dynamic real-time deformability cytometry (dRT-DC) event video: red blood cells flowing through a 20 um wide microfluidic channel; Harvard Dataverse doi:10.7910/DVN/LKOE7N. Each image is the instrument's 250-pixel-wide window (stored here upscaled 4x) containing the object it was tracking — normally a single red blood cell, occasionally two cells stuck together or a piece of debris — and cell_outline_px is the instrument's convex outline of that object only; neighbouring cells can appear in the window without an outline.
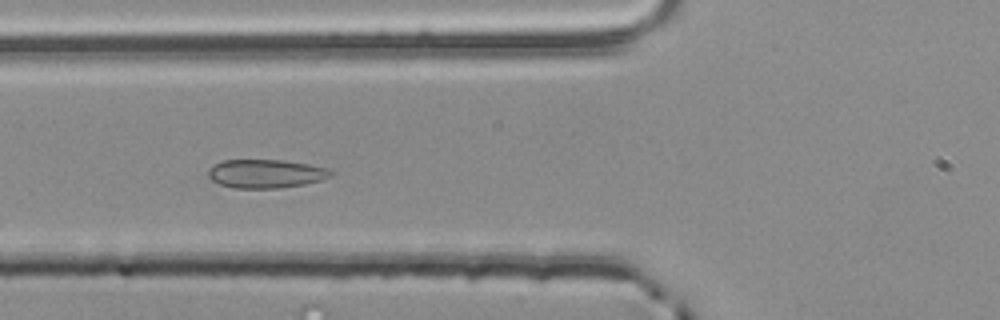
{"species": "common noctule bat (a hibernating species)", "species_latin": "Nyctalus noctula", "temperature_condition": "room temperature", "stored_images_in_passage": 4, "camera_frame_rate_fps": 3000, "um_per_image_px": 0.085, "animal": {"sex": "male", "body_mass_g": 20.4}, "frame": {"image": 1, "passage_image": 4, "time_ms": 1.0, "image_size_px": [1000, 320], "cell_outline_px": [[336, 172], [332, 176], [320, 180], [304, 184], [280, 188], [236, 188], [220, 184], [212, 180], [208, 176], [208, 168], [212, 164], [224, 160], [280, 160], [308, 164], [328, 168]], "centroid_in_image_um": [22.6, 14.76], "position_along_channel_um": 103.2, "area_um2": 20.52}}